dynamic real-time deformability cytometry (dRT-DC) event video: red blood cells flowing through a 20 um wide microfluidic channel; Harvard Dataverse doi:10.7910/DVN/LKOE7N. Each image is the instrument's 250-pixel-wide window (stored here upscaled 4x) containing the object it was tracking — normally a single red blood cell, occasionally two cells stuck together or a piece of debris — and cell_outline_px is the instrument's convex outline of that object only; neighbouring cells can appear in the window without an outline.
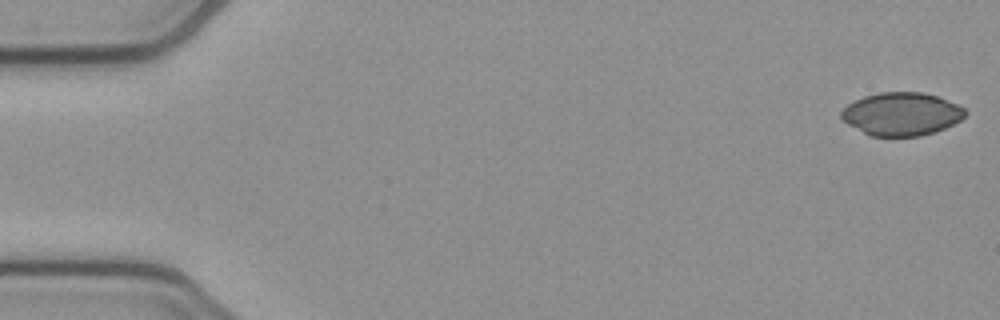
{"species": "common noctule bat (a hibernating species)", "species_latin": "Nyctalus noctula", "temperature_condition": "cold", "stored_images_in_passage": 51, "camera_frame_rate_fps": 3000, "um_per_image_px": 0.085, "animal": {"sex": "female", "body_mass_g": 21.9}, "frame": {"image": 1, "passage_image": 1, "time_ms": 0.0, "image_size_px": [1000, 320], "cell_outline_px": [[968, 112], [960, 120], [936, 132], [920, 136], [872, 136], [848, 124], [840, 116], [840, 112], [848, 104], [864, 96], [880, 92], [924, 92], [936, 96], [956, 104], [964, 108]], "centroid_in_image_um": [76.64, 9.69], "position_along_channel_um": 8.4, "area_um2": 30.87}}